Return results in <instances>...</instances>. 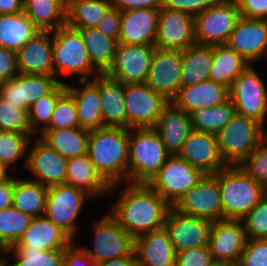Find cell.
<instances>
[{
    "label": "cell",
    "instance_id": "obj_1",
    "mask_svg": "<svg viewBox=\"0 0 267 266\" xmlns=\"http://www.w3.org/2000/svg\"><path fill=\"white\" fill-rule=\"evenodd\" d=\"M121 190L110 214L134 239L164 227L171 207L148 183H130Z\"/></svg>",
    "mask_w": 267,
    "mask_h": 266
},
{
    "label": "cell",
    "instance_id": "obj_2",
    "mask_svg": "<svg viewBox=\"0 0 267 266\" xmlns=\"http://www.w3.org/2000/svg\"><path fill=\"white\" fill-rule=\"evenodd\" d=\"M128 149L129 129L103 127L90 130L87 154L95 170L110 186L109 192L128 180Z\"/></svg>",
    "mask_w": 267,
    "mask_h": 266
},
{
    "label": "cell",
    "instance_id": "obj_3",
    "mask_svg": "<svg viewBox=\"0 0 267 266\" xmlns=\"http://www.w3.org/2000/svg\"><path fill=\"white\" fill-rule=\"evenodd\" d=\"M214 175L221 195L222 220H242L267 193V189L239 165L227 166Z\"/></svg>",
    "mask_w": 267,
    "mask_h": 266
},
{
    "label": "cell",
    "instance_id": "obj_4",
    "mask_svg": "<svg viewBox=\"0 0 267 266\" xmlns=\"http://www.w3.org/2000/svg\"><path fill=\"white\" fill-rule=\"evenodd\" d=\"M169 156L153 128L129 129L128 182L148 183Z\"/></svg>",
    "mask_w": 267,
    "mask_h": 266
},
{
    "label": "cell",
    "instance_id": "obj_5",
    "mask_svg": "<svg viewBox=\"0 0 267 266\" xmlns=\"http://www.w3.org/2000/svg\"><path fill=\"white\" fill-rule=\"evenodd\" d=\"M52 33L53 72L58 80L60 75H79L78 80H90V75L101 74L92 65L79 30L66 24L53 30Z\"/></svg>",
    "mask_w": 267,
    "mask_h": 266
},
{
    "label": "cell",
    "instance_id": "obj_6",
    "mask_svg": "<svg viewBox=\"0 0 267 266\" xmlns=\"http://www.w3.org/2000/svg\"><path fill=\"white\" fill-rule=\"evenodd\" d=\"M258 120L235 114L217 133L221 156L228 166L240 165L267 134Z\"/></svg>",
    "mask_w": 267,
    "mask_h": 266
},
{
    "label": "cell",
    "instance_id": "obj_7",
    "mask_svg": "<svg viewBox=\"0 0 267 266\" xmlns=\"http://www.w3.org/2000/svg\"><path fill=\"white\" fill-rule=\"evenodd\" d=\"M240 17L235 0H216L209 8L194 17L196 44H226Z\"/></svg>",
    "mask_w": 267,
    "mask_h": 266
},
{
    "label": "cell",
    "instance_id": "obj_8",
    "mask_svg": "<svg viewBox=\"0 0 267 266\" xmlns=\"http://www.w3.org/2000/svg\"><path fill=\"white\" fill-rule=\"evenodd\" d=\"M205 174L178 155L169 156L148 184L173 207Z\"/></svg>",
    "mask_w": 267,
    "mask_h": 266
},
{
    "label": "cell",
    "instance_id": "obj_9",
    "mask_svg": "<svg viewBox=\"0 0 267 266\" xmlns=\"http://www.w3.org/2000/svg\"><path fill=\"white\" fill-rule=\"evenodd\" d=\"M89 198L90 195L71 185L49 186L44 215L76 241L75 236L78 234L76 219L81 213L84 202Z\"/></svg>",
    "mask_w": 267,
    "mask_h": 266
},
{
    "label": "cell",
    "instance_id": "obj_10",
    "mask_svg": "<svg viewBox=\"0 0 267 266\" xmlns=\"http://www.w3.org/2000/svg\"><path fill=\"white\" fill-rule=\"evenodd\" d=\"M93 248L82 246V249L96 262L131 255L135 249V239L127 233L111 215L107 214L93 224Z\"/></svg>",
    "mask_w": 267,
    "mask_h": 266
},
{
    "label": "cell",
    "instance_id": "obj_11",
    "mask_svg": "<svg viewBox=\"0 0 267 266\" xmlns=\"http://www.w3.org/2000/svg\"><path fill=\"white\" fill-rule=\"evenodd\" d=\"M229 99L237 114L254 118L264 125L267 116V89L253 64L232 83Z\"/></svg>",
    "mask_w": 267,
    "mask_h": 266
},
{
    "label": "cell",
    "instance_id": "obj_12",
    "mask_svg": "<svg viewBox=\"0 0 267 266\" xmlns=\"http://www.w3.org/2000/svg\"><path fill=\"white\" fill-rule=\"evenodd\" d=\"M127 129L153 128L163 108L170 102L147 84L124 85Z\"/></svg>",
    "mask_w": 267,
    "mask_h": 266
},
{
    "label": "cell",
    "instance_id": "obj_13",
    "mask_svg": "<svg viewBox=\"0 0 267 266\" xmlns=\"http://www.w3.org/2000/svg\"><path fill=\"white\" fill-rule=\"evenodd\" d=\"M155 49L154 44L118 43L113 64L105 74L124 85L144 84Z\"/></svg>",
    "mask_w": 267,
    "mask_h": 266
},
{
    "label": "cell",
    "instance_id": "obj_14",
    "mask_svg": "<svg viewBox=\"0 0 267 266\" xmlns=\"http://www.w3.org/2000/svg\"><path fill=\"white\" fill-rule=\"evenodd\" d=\"M173 208L183 214L212 222L222 220L221 195L217 177L214 174H205Z\"/></svg>",
    "mask_w": 267,
    "mask_h": 266
},
{
    "label": "cell",
    "instance_id": "obj_15",
    "mask_svg": "<svg viewBox=\"0 0 267 266\" xmlns=\"http://www.w3.org/2000/svg\"><path fill=\"white\" fill-rule=\"evenodd\" d=\"M213 222L189 216L170 207L167 211L164 228L168 232L170 241L176 253L208 246L210 230Z\"/></svg>",
    "mask_w": 267,
    "mask_h": 266
},
{
    "label": "cell",
    "instance_id": "obj_16",
    "mask_svg": "<svg viewBox=\"0 0 267 266\" xmlns=\"http://www.w3.org/2000/svg\"><path fill=\"white\" fill-rule=\"evenodd\" d=\"M181 71L182 51L156 48L145 84L172 101L181 87Z\"/></svg>",
    "mask_w": 267,
    "mask_h": 266
},
{
    "label": "cell",
    "instance_id": "obj_17",
    "mask_svg": "<svg viewBox=\"0 0 267 266\" xmlns=\"http://www.w3.org/2000/svg\"><path fill=\"white\" fill-rule=\"evenodd\" d=\"M194 44V16L161 7L154 43L156 48L183 51Z\"/></svg>",
    "mask_w": 267,
    "mask_h": 266
},
{
    "label": "cell",
    "instance_id": "obj_18",
    "mask_svg": "<svg viewBox=\"0 0 267 266\" xmlns=\"http://www.w3.org/2000/svg\"><path fill=\"white\" fill-rule=\"evenodd\" d=\"M242 220L214 221L210 230L208 248L213 261L237 264L247 243Z\"/></svg>",
    "mask_w": 267,
    "mask_h": 266
},
{
    "label": "cell",
    "instance_id": "obj_19",
    "mask_svg": "<svg viewBox=\"0 0 267 266\" xmlns=\"http://www.w3.org/2000/svg\"><path fill=\"white\" fill-rule=\"evenodd\" d=\"M226 45L255 65L267 57V20L240 17Z\"/></svg>",
    "mask_w": 267,
    "mask_h": 266
},
{
    "label": "cell",
    "instance_id": "obj_20",
    "mask_svg": "<svg viewBox=\"0 0 267 266\" xmlns=\"http://www.w3.org/2000/svg\"><path fill=\"white\" fill-rule=\"evenodd\" d=\"M178 156L204 174H215L228 166L221 156L217 135L194 129L185 140Z\"/></svg>",
    "mask_w": 267,
    "mask_h": 266
},
{
    "label": "cell",
    "instance_id": "obj_21",
    "mask_svg": "<svg viewBox=\"0 0 267 266\" xmlns=\"http://www.w3.org/2000/svg\"><path fill=\"white\" fill-rule=\"evenodd\" d=\"M28 149L26 169L34 175V180L44 186L65 184L67 159L50 148L39 137Z\"/></svg>",
    "mask_w": 267,
    "mask_h": 266
},
{
    "label": "cell",
    "instance_id": "obj_22",
    "mask_svg": "<svg viewBox=\"0 0 267 266\" xmlns=\"http://www.w3.org/2000/svg\"><path fill=\"white\" fill-rule=\"evenodd\" d=\"M16 58L21 74L54 75L52 31H38L16 52Z\"/></svg>",
    "mask_w": 267,
    "mask_h": 266
},
{
    "label": "cell",
    "instance_id": "obj_23",
    "mask_svg": "<svg viewBox=\"0 0 267 266\" xmlns=\"http://www.w3.org/2000/svg\"><path fill=\"white\" fill-rule=\"evenodd\" d=\"M153 129L157 132L170 156L178 155L192 132L190 114L170 101L162 110Z\"/></svg>",
    "mask_w": 267,
    "mask_h": 266
},
{
    "label": "cell",
    "instance_id": "obj_24",
    "mask_svg": "<svg viewBox=\"0 0 267 266\" xmlns=\"http://www.w3.org/2000/svg\"><path fill=\"white\" fill-rule=\"evenodd\" d=\"M160 8L121 11L118 43L154 44Z\"/></svg>",
    "mask_w": 267,
    "mask_h": 266
},
{
    "label": "cell",
    "instance_id": "obj_25",
    "mask_svg": "<svg viewBox=\"0 0 267 266\" xmlns=\"http://www.w3.org/2000/svg\"><path fill=\"white\" fill-rule=\"evenodd\" d=\"M90 79L99 89L104 127L127 128V111L124 101V84L99 74Z\"/></svg>",
    "mask_w": 267,
    "mask_h": 266
},
{
    "label": "cell",
    "instance_id": "obj_26",
    "mask_svg": "<svg viewBox=\"0 0 267 266\" xmlns=\"http://www.w3.org/2000/svg\"><path fill=\"white\" fill-rule=\"evenodd\" d=\"M74 240L45 215L32 218L29 227L12 247L65 250Z\"/></svg>",
    "mask_w": 267,
    "mask_h": 266
},
{
    "label": "cell",
    "instance_id": "obj_27",
    "mask_svg": "<svg viewBox=\"0 0 267 266\" xmlns=\"http://www.w3.org/2000/svg\"><path fill=\"white\" fill-rule=\"evenodd\" d=\"M138 266H176V252L165 228L135 238Z\"/></svg>",
    "mask_w": 267,
    "mask_h": 266
},
{
    "label": "cell",
    "instance_id": "obj_28",
    "mask_svg": "<svg viewBox=\"0 0 267 266\" xmlns=\"http://www.w3.org/2000/svg\"><path fill=\"white\" fill-rule=\"evenodd\" d=\"M229 99V89L222 84L205 80L191 86H181L172 102L188 114L201 108H210Z\"/></svg>",
    "mask_w": 267,
    "mask_h": 266
},
{
    "label": "cell",
    "instance_id": "obj_29",
    "mask_svg": "<svg viewBox=\"0 0 267 266\" xmlns=\"http://www.w3.org/2000/svg\"><path fill=\"white\" fill-rule=\"evenodd\" d=\"M82 88L68 85L66 91L73 97L79 127L93 130L103 128V119L101 113V98L98 87L90 80H78Z\"/></svg>",
    "mask_w": 267,
    "mask_h": 266
},
{
    "label": "cell",
    "instance_id": "obj_30",
    "mask_svg": "<svg viewBox=\"0 0 267 266\" xmlns=\"http://www.w3.org/2000/svg\"><path fill=\"white\" fill-rule=\"evenodd\" d=\"M65 184L95 197L109 192L110 186L95 170L88 154L67 159Z\"/></svg>",
    "mask_w": 267,
    "mask_h": 266
},
{
    "label": "cell",
    "instance_id": "obj_31",
    "mask_svg": "<svg viewBox=\"0 0 267 266\" xmlns=\"http://www.w3.org/2000/svg\"><path fill=\"white\" fill-rule=\"evenodd\" d=\"M23 12L39 31L66 25L67 0H24Z\"/></svg>",
    "mask_w": 267,
    "mask_h": 266
},
{
    "label": "cell",
    "instance_id": "obj_32",
    "mask_svg": "<svg viewBox=\"0 0 267 266\" xmlns=\"http://www.w3.org/2000/svg\"><path fill=\"white\" fill-rule=\"evenodd\" d=\"M90 130L82 127L43 130L39 138L66 159L87 153Z\"/></svg>",
    "mask_w": 267,
    "mask_h": 266
},
{
    "label": "cell",
    "instance_id": "obj_33",
    "mask_svg": "<svg viewBox=\"0 0 267 266\" xmlns=\"http://www.w3.org/2000/svg\"><path fill=\"white\" fill-rule=\"evenodd\" d=\"M250 65L226 44L213 45V61L208 80L230 89L235 79Z\"/></svg>",
    "mask_w": 267,
    "mask_h": 266
},
{
    "label": "cell",
    "instance_id": "obj_34",
    "mask_svg": "<svg viewBox=\"0 0 267 266\" xmlns=\"http://www.w3.org/2000/svg\"><path fill=\"white\" fill-rule=\"evenodd\" d=\"M213 61V45L194 44L182 51L181 86L208 80Z\"/></svg>",
    "mask_w": 267,
    "mask_h": 266
},
{
    "label": "cell",
    "instance_id": "obj_35",
    "mask_svg": "<svg viewBox=\"0 0 267 266\" xmlns=\"http://www.w3.org/2000/svg\"><path fill=\"white\" fill-rule=\"evenodd\" d=\"M48 187L34 180H26L14 175V195L12 206L32 218L45 214Z\"/></svg>",
    "mask_w": 267,
    "mask_h": 266
},
{
    "label": "cell",
    "instance_id": "obj_36",
    "mask_svg": "<svg viewBox=\"0 0 267 266\" xmlns=\"http://www.w3.org/2000/svg\"><path fill=\"white\" fill-rule=\"evenodd\" d=\"M39 30L24 12L0 15V47L17 52Z\"/></svg>",
    "mask_w": 267,
    "mask_h": 266
},
{
    "label": "cell",
    "instance_id": "obj_37",
    "mask_svg": "<svg viewBox=\"0 0 267 266\" xmlns=\"http://www.w3.org/2000/svg\"><path fill=\"white\" fill-rule=\"evenodd\" d=\"M77 30L81 33L92 65L101 74H105L113 64L118 42L95 27Z\"/></svg>",
    "mask_w": 267,
    "mask_h": 266
},
{
    "label": "cell",
    "instance_id": "obj_38",
    "mask_svg": "<svg viewBox=\"0 0 267 266\" xmlns=\"http://www.w3.org/2000/svg\"><path fill=\"white\" fill-rule=\"evenodd\" d=\"M111 7V0H67L66 24L74 29L96 27Z\"/></svg>",
    "mask_w": 267,
    "mask_h": 266
},
{
    "label": "cell",
    "instance_id": "obj_39",
    "mask_svg": "<svg viewBox=\"0 0 267 266\" xmlns=\"http://www.w3.org/2000/svg\"><path fill=\"white\" fill-rule=\"evenodd\" d=\"M235 114V106L228 99L222 104L210 108H201L190 113L194 130L217 135Z\"/></svg>",
    "mask_w": 267,
    "mask_h": 266
},
{
    "label": "cell",
    "instance_id": "obj_40",
    "mask_svg": "<svg viewBox=\"0 0 267 266\" xmlns=\"http://www.w3.org/2000/svg\"><path fill=\"white\" fill-rule=\"evenodd\" d=\"M65 250H40L33 247H11L5 250V266H63ZM16 260L10 264V254Z\"/></svg>",
    "mask_w": 267,
    "mask_h": 266
},
{
    "label": "cell",
    "instance_id": "obj_41",
    "mask_svg": "<svg viewBox=\"0 0 267 266\" xmlns=\"http://www.w3.org/2000/svg\"><path fill=\"white\" fill-rule=\"evenodd\" d=\"M32 136L35 137V134H20L0 130V165L7 170L13 168L11 169L13 172L16 168L14 164L23 156L26 167L28 156L26 152L30 148L31 142L35 141Z\"/></svg>",
    "mask_w": 267,
    "mask_h": 266
},
{
    "label": "cell",
    "instance_id": "obj_42",
    "mask_svg": "<svg viewBox=\"0 0 267 266\" xmlns=\"http://www.w3.org/2000/svg\"><path fill=\"white\" fill-rule=\"evenodd\" d=\"M32 217L11 206L0 210V246L5 250L18 242Z\"/></svg>",
    "mask_w": 267,
    "mask_h": 266
},
{
    "label": "cell",
    "instance_id": "obj_43",
    "mask_svg": "<svg viewBox=\"0 0 267 266\" xmlns=\"http://www.w3.org/2000/svg\"><path fill=\"white\" fill-rule=\"evenodd\" d=\"M65 92L66 83L60 82L49 94L41 96L38 100L32 103L28 111V120L31 131L34 134L37 135V133L42 132L49 125L57 100Z\"/></svg>",
    "mask_w": 267,
    "mask_h": 266
},
{
    "label": "cell",
    "instance_id": "obj_44",
    "mask_svg": "<svg viewBox=\"0 0 267 266\" xmlns=\"http://www.w3.org/2000/svg\"><path fill=\"white\" fill-rule=\"evenodd\" d=\"M60 82L54 75L21 74L22 102L30 107L41 96L49 94Z\"/></svg>",
    "mask_w": 267,
    "mask_h": 266
},
{
    "label": "cell",
    "instance_id": "obj_45",
    "mask_svg": "<svg viewBox=\"0 0 267 266\" xmlns=\"http://www.w3.org/2000/svg\"><path fill=\"white\" fill-rule=\"evenodd\" d=\"M28 111L21 110L0 97V130L34 134L29 125Z\"/></svg>",
    "mask_w": 267,
    "mask_h": 266
},
{
    "label": "cell",
    "instance_id": "obj_46",
    "mask_svg": "<svg viewBox=\"0 0 267 266\" xmlns=\"http://www.w3.org/2000/svg\"><path fill=\"white\" fill-rule=\"evenodd\" d=\"M79 127L73 97L66 91L56 103L49 125L44 130Z\"/></svg>",
    "mask_w": 267,
    "mask_h": 266
},
{
    "label": "cell",
    "instance_id": "obj_47",
    "mask_svg": "<svg viewBox=\"0 0 267 266\" xmlns=\"http://www.w3.org/2000/svg\"><path fill=\"white\" fill-rule=\"evenodd\" d=\"M239 166L248 176L267 189V134Z\"/></svg>",
    "mask_w": 267,
    "mask_h": 266
},
{
    "label": "cell",
    "instance_id": "obj_48",
    "mask_svg": "<svg viewBox=\"0 0 267 266\" xmlns=\"http://www.w3.org/2000/svg\"><path fill=\"white\" fill-rule=\"evenodd\" d=\"M242 222L248 239H267V193Z\"/></svg>",
    "mask_w": 267,
    "mask_h": 266
},
{
    "label": "cell",
    "instance_id": "obj_49",
    "mask_svg": "<svg viewBox=\"0 0 267 266\" xmlns=\"http://www.w3.org/2000/svg\"><path fill=\"white\" fill-rule=\"evenodd\" d=\"M237 266H267V239H248Z\"/></svg>",
    "mask_w": 267,
    "mask_h": 266
},
{
    "label": "cell",
    "instance_id": "obj_50",
    "mask_svg": "<svg viewBox=\"0 0 267 266\" xmlns=\"http://www.w3.org/2000/svg\"><path fill=\"white\" fill-rule=\"evenodd\" d=\"M212 262L213 258L208 246L176 253V266H210Z\"/></svg>",
    "mask_w": 267,
    "mask_h": 266
},
{
    "label": "cell",
    "instance_id": "obj_51",
    "mask_svg": "<svg viewBox=\"0 0 267 266\" xmlns=\"http://www.w3.org/2000/svg\"><path fill=\"white\" fill-rule=\"evenodd\" d=\"M0 97L21 110H29L26 102H22L21 73L10 80L0 82Z\"/></svg>",
    "mask_w": 267,
    "mask_h": 266
},
{
    "label": "cell",
    "instance_id": "obj_52",
    "mask_svg": "<svg viewBox=\"0 0 267 266\" xmlns=\"http://www.w3.org/2000/svg\"><path fill=\"white\" fill-rule=\"evenodd\" d=\"M216 0H162V7L196 16L209 8Z\"/></svg>",
    "mask_w": 267,
    "mask_h": 266
},
{
    "label": "cell",
    "instance_id": "obj_53",
    "mask_svg": "<svg viewBox=\"0 0 267 266\" xmlns=\"http://www.w3.org/2000/svg\"><path fill=\"white\" fill-rule=\"evenodd\" d=\"M121 10L111 7L103 18L96 25V29L104 35L115 39L118 42L120 35Z\"/></svg>",
    "mask_w": 267,
    "mask_h": 266
},
{
    "label": "cell",
    "instance_id": "obj_54",
    "mask_svg": "<svg viewBox=\"0 0 267 266\" xmlns=\"http://www.w3.org/2000/svg\"><path fill=\"white\" fill-rule=\"evenodd\" d=\"M73 241L64 252L63 266H96V262Z\"/></svg>",
    "mask_w": 267,
    "mask_h": 266
},
{
    "label": "cell",
    "instance_id": "obj_55",
    "mask_svg": "<svg viewBox=\"0 0 267 266\" xmlns=\"http://www.w3.org/2000/svg\"><path fill=\"white\" fill-rule=\"evenodd\" d=\"M240 16L248 19L267 20V0H235Z\"/></svg>",
    "mask_w": 267,
    "mask_h": 266
},
{
    "label": "cell",
    "instance_id": "obj_56",
    "mask_svg": "<svg viewBox=\"0 0 267 266\" xmlns=\"http://www.w3.org/2000/svg\"><path fill=\"white\" fill-rule=\"evenodd\" d=\"M18 73L16 52L0 47V82L10 80Z\"/></svg>",
    "mask_w": 267,
    "mask_h": 266
},
{
    "label": "cell",
    "instance_id": "obj_57",
    "mask_svg": "<svg viewBox=\"0 0 267 266\" xmlns=\"http://www.w3.org/2000/svg\"><path fill=\"white\" fill-rule=\"evenodd\" d=\"M111 3L113 7L121 11L162 7V0H111Z\"/></svg>",
    "mask_w": 267,
    "mask_h": 266
},
{
    "label": "cell",
    "instance_id": "obj_58",
    "mask_svg": "<svg viewBox=\"0 0 267 266\" xmlns=\"http://www.w3.org/2000/svg\"><path fill=\"white\" fill-rule=\"evenodd\" d=\"M11 176L12 175L0 183V210L12 206L14 195V177Z\"/></svg>",
    "mask_w": 267,
    "mask_h": 266
},
{
    "label": "cell",
    "instance_id": "obj_59",
    "mask_svg": "<svg viewBox=\"0 0 267 266\" xmlns=\"http://www.w3.org/2000/svg\"><path fill=\"white\" fill-rule=\"evenodd\" d=\"M24 0H0V15L23 12Z\"/></svg>",
    "mask_w": 267,
    "mask_h": 266
},
{
    "label": "cell",
    "instance_id": "obj_60",
    "mask_svg": "<svg viewBox=\"0 0 267 266\" xmlns=\"http://www.w3.org/2000/svg\"><path fill=\"white\" fill-rule=\"evenodd\" d=\"M96 266H138L135 251L131 255L96 263Z\"/></svg>",
    "mask_w": 267,
    "mask_h": 266
},
{
    "label": "cell",
    "instance_id": "obj_61",
    "mask_svg": "<svg viewBox=\"0 0 267 266\" xmlns=\"http://www.w3.org/2000/svg\"><path fill=\"white\" fill-rule=\"evenodd\" d=\"M9 176L8 170L4 166L0 165V183L5 181Z\"/></svg>",
    "mask_w": 267,
    "mask_h": 266
},
{
    "label": "cell",
    "instance_id": "obj_62",
    "mask_svg": "<svg viewBox=\"0 0 267 266\" xmlns=\"http://www.w3.org/2000/svg\"><path fill=\"white\" fill-rule=\"evenodd\" d=\"M210 266H237V264L225 261H213Z\"/></svg>",
    "mask_w": 267,
    "mask_h": 266
},
{
    "label": "cell",
    "instance_id": "obj_63",
    "mask_svg": "<svg viewBox=\"0 0 267 266\" xmlns=\"http://www.w3.org/2000/svg\"><path fill=\"white\" fill-rule=\"evenodd\" d=\"M1 253H3V255H4L5 251H4V249L0 246V254H1ZM0 263H5V257H1V256H0Z\"/></svg>",
    "mask_w": 267,
    "mask_h": 266
}]
</instances>
